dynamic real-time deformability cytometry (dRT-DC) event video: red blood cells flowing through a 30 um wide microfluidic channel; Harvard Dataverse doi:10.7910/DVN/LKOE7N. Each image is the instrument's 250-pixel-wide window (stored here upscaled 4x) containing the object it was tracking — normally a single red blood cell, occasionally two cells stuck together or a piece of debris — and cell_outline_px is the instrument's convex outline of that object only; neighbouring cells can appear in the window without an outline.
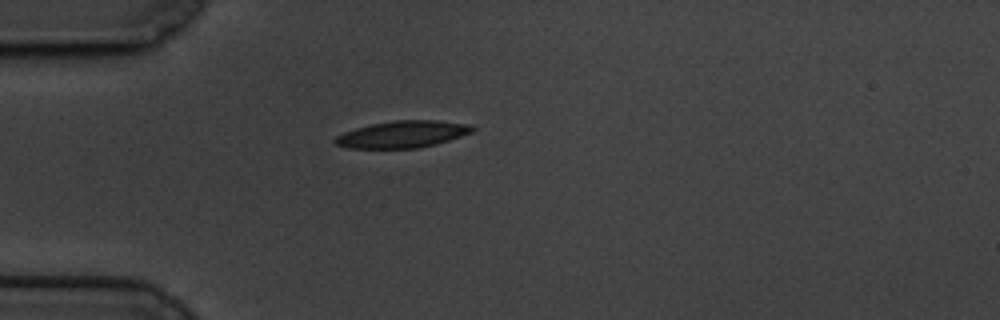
{"species": "common noctule bat (a hibernating species)", "species_latin": "Nyctalus noctula", "temperature_condition": "cold", "stored_images_in_passage": 44, "camera_frame_rate_fps": 3000, "um_per_image_px": 0.085, "animal": {"sex": "male", "body_mass_g": 19.5, "forearm_length_mm": 54.6}, "frame": {"image": 1, "passage_image": 1, "time_ms": 0.0, "image_size_px": [1000, 320], "cell_outline_px": [[476, 128], [472, 132], [436, 144], [416, 148], [348, 148], [336, 144], [332, 140], [336, 136], [344, 132], [356, 128], [372, 124], [396, 120], [436, 120], [472, 124]], "centroid_in_image_um": [34.23, 11.41], "position_along_channel_um": 50.8, "area_um2": 21.44}}
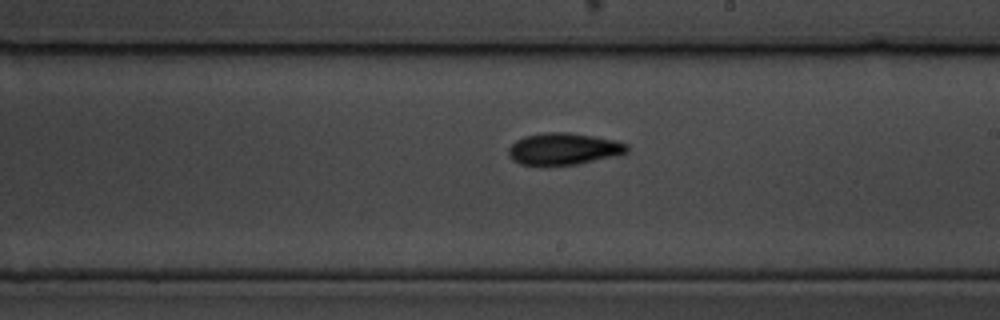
{"frame": {"image": 2, "passage_image": 19, "time_ms": 6.0, "image_size_px": [1000, 320], "cell_outline_px": [[628, 152], [612, 156], [576, 164], [520, 164], [512, 160], [508, 156], [508, 148], [516, 140], [524, 136], [544, 132], [568, 132], [616, 140], [628, 144]], "centroid_in_image_um": [47.88, 12.63], "position_along_channel_um": 241.1, "area_um2": 21.68}}
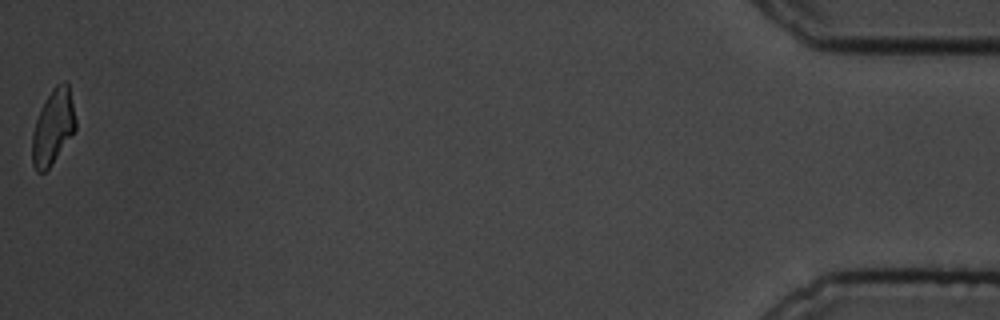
{"frame": {"image": 3, "passage_image": 44, "time_ms": 14.333, "image_size_px": [1000, 320], "cell_outline_px": [[76, 128], [52, 164], [44, 172], [36, 172], [32, 164], [32, 132], [36, 120], [52, 88], [56, 84], [64, 80], [68, 80], [76, 120]], "centroid_in_image_um": [4.51, 10.78], "position_along_channel_um": 430.7, "area_um2": 18.84}, "authors_computed_cell_mechanics": {"area_um2": 20.7213, "velocity_mm_per_s": 3.3776, "shape_relaxation_time_tau1_ms": 3.4311, "shape_relaxation_time_tau2_ms": 4.9433, "deformation_change_tau1": 0.1399, "deformation_change_tau2": 0.1112}}